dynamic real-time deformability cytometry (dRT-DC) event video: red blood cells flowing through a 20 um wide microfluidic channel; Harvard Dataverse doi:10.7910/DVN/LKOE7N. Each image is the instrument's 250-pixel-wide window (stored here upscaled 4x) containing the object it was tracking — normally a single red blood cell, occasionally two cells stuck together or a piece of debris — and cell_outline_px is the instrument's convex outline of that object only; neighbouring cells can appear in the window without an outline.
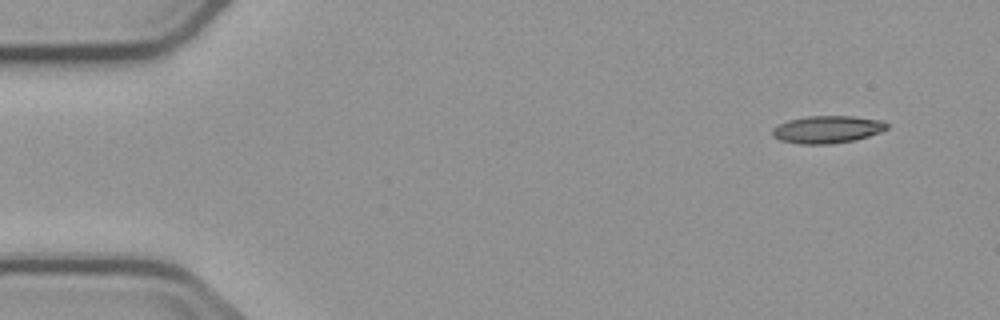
{"species": "common noctule bat (a hibernating species)", "species_latin": "Nyctalus noctula", "temperature_condition": "cold", "stored_images_in_passage": 3, "camera_frame_rate_fps": 3000, "um_per_image_px": 0.085, "animal": {"sex": "male", "body_mass_g": 23.1, "forearm_length_mm": 52.7}, "frame": {"image": 1, "passage_image": 1, "time_ms": 0.0, "image_size_px": [1000, 320], "cell_outline_px": [[888, 128], [880, 132], [856, 140], [828, 144], [800, 144], [780, 140], [772, 136], [772, 128], [788, 120], [808, 116], [852, 116], [880, 120], [888, 124]], "centroid_in_image_um": [70.31, 11.0], "position_along_channel_um": 14.7, "area_um2": 18.26}}